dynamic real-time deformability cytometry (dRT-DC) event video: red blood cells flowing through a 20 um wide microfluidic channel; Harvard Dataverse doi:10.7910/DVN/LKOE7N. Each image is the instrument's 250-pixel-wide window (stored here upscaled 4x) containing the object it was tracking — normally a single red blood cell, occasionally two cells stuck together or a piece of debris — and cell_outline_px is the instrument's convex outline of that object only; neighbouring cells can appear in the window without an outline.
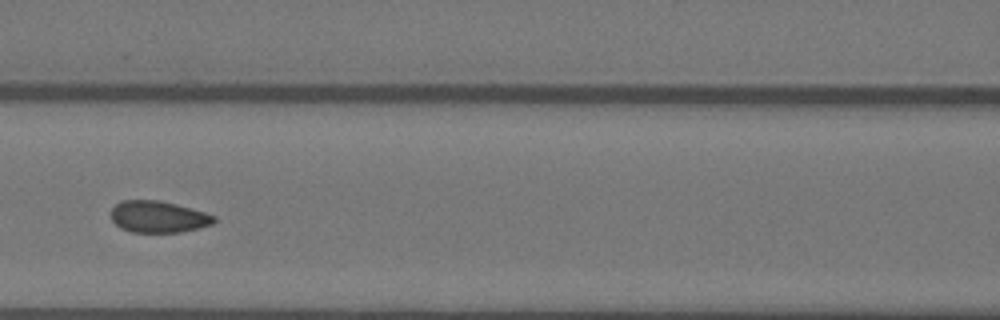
{"species": "Egyptian fruit bat (a non-hibernating species)", "species_latin": "Rousettus aegyptiacus", "temperature_condition": "warm", "stored_images_in_passage": 8, "camera_frame_rate_fps": 3000, "um_per_image_px": 0.085, "animal": {"sex": "female"}, "frame": {"image": 1, "passage_image": 7, "time_ms": 2.0, "image_size_px": [1000, 320], "cell_outline_px": [[216, 220], [212, 224], [200, 228], [180, 232], [132, 232], [120, 228], [112, 220], [112, 208], [116, 204], [124, 200], [156, 200], [176, 204], [204, 212], [216, 216]], "centroid_in_image_um": [13.47, 18.43], "position_along_channel_um": 153.1, "area_um2": 18.9}}
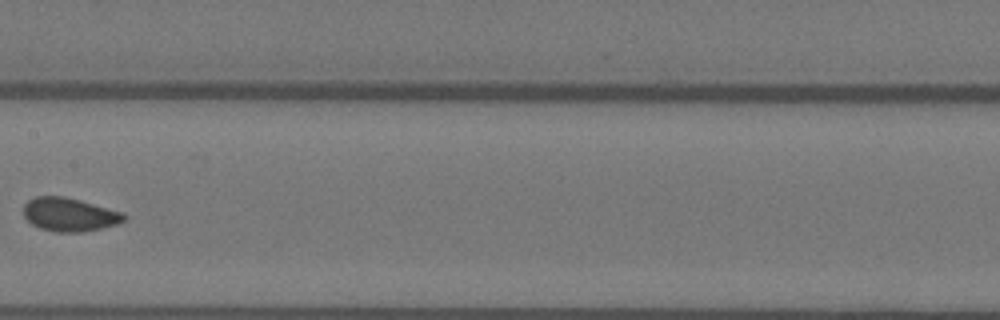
{"frame": {"image": 2, "passage_image": 8, "time_ms": 2.333, "image_size_px": [1000, 320], "cell_outline_px": [[128, 216], [124, 220], [116, 224], [100, 228], [80, 232], [56, 232], [40, 228], [32, 224], [24, 216], [24, 204], [28, 200], [36, 196], [64, 196], [80, 200], [124, 212]], "centroid_in_image_um": [5.91, 18.23], "position_along_channel_um": 201.5, "area_um2": 19.59}}